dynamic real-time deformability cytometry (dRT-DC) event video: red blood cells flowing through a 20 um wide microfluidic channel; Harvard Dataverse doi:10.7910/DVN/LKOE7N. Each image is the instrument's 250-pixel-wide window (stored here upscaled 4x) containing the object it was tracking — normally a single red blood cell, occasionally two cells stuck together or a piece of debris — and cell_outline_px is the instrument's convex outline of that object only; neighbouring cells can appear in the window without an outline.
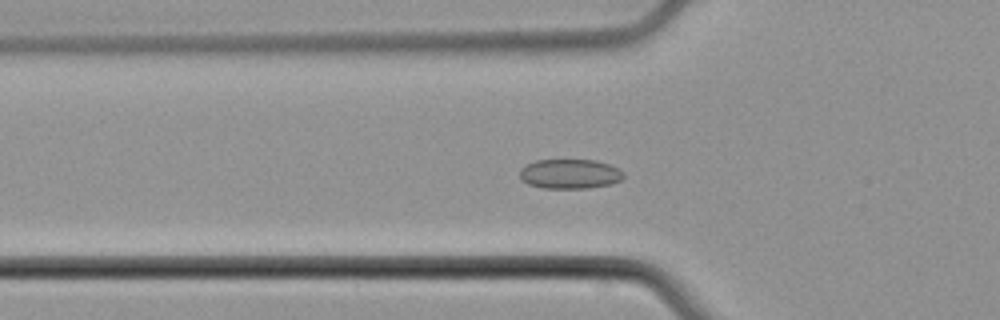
{"species": "common noctule bat (a hibernating species)", "species_latin": "Nyctalus noctula", "temperature_condition": "cold", "stored_images_in_passage": 43, "camera_frame_rate_fps": 3000, "um_per_image_px": 0.085, "animal": {"sex": "male", "body_mass_g": 21.5, "forearm_length_mm": 52.0}, "frame": {"image": 1, "passage_image": 10, "time_ms": 3.0, "image_size_px": [1000, 320], "cell_outline_px": [[624, 176], [620, 180], [612, 184], [588, 188], [544, 188], [528, 184], [520, 180], [520, 168], [536, 160], [596, 160], [612, 164], [620, 168], [624, 172]], "centroid_in_image_um": [48.47, 14.78], "position_along_channel_um": 77.3, "area_um2": 18.15}}
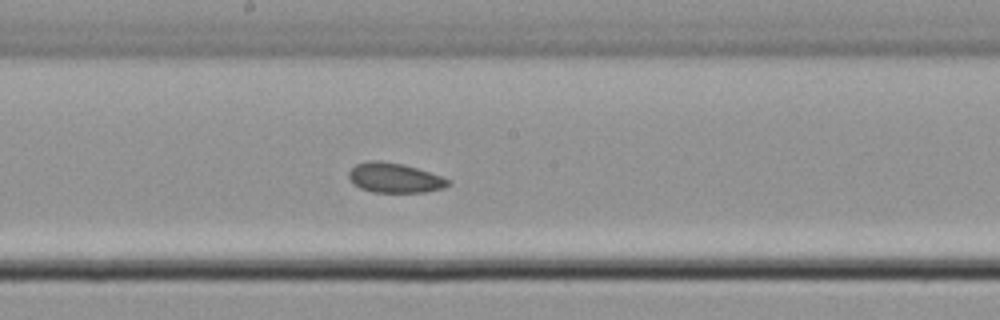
{"frame": {"image": 2, "passage_image": 20, "time_ms": 6.333, "image_size_px": [1000, 320], "cell_outline_px": [[452, 180], [444, 188], [424, 192], [372, 192], [360, 188], [352, 184], [348, 176], [348, 172], [356, 164], [368, 160], [380, 160], [404, 164]], "centroid_in_image_um": [33.5, 15.11], "position_along_channel_um": 214.7, "area_um2": 17.28}}
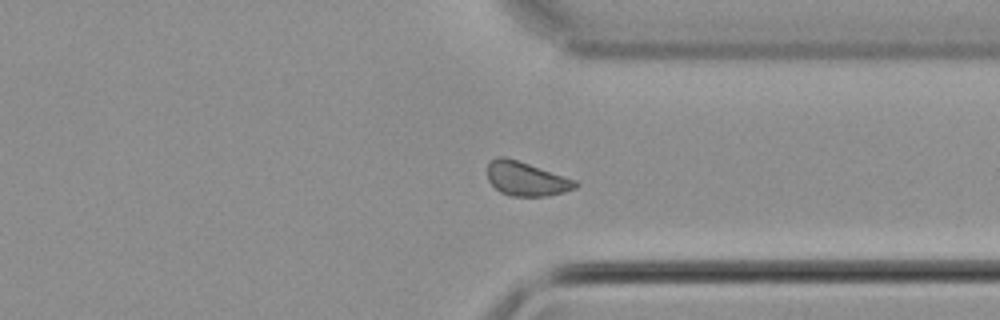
{"frame": {"image": 3, "passage_image": 31, "time_ms": 10.0, "image_size_px": [1000, 320], "cell_outline_px": [[580, 184], [576, 188], [564, 192], [544, 196], [508, 196], [500, 192], [488, 180], [488, 160], [496, 156], [504, 156], [576, 180]], "centroid_in_image_um": [44.71, 15.2], "position_along_channel_um": 366.7, "area_um2": 17.4}}